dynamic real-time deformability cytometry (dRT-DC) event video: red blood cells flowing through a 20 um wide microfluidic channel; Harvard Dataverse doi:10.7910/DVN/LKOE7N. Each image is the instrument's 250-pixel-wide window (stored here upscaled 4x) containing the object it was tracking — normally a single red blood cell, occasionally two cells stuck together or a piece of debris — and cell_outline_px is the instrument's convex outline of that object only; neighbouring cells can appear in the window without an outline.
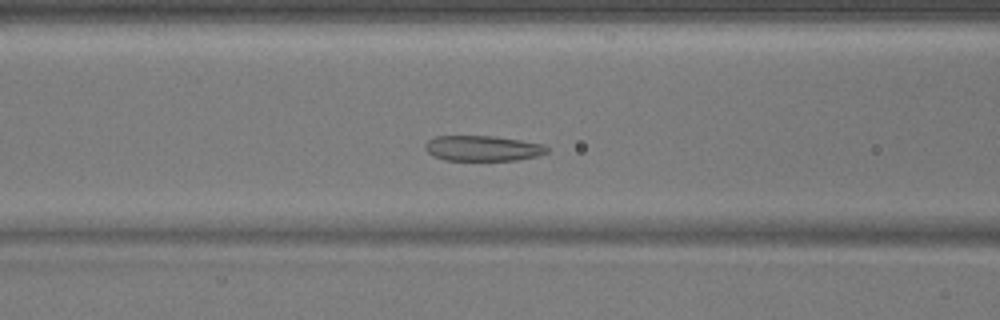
{"species": "common noctule bat (a hibernating species)", "species_latin": "Nyctalus noctula", "temperature_condition": "warm", "stored_images_in_passage": 44, "camera_frame_rate_fps": 3000, "um_per_image_px": 0.085, "animal": {"sex": "male", "body_mass_g": 17.9}, "frame": {"image": 1, "passage_image": 13, "time_ms": 4.0, "image_size_px": [1000, 320], "cell_outline_px": [[548, 152], [536, 156], [516, 160], [444, 160], [432, 156], [424, 148], [424, 144], [428, 140], [436, 136], [492, 136], [520, 140], [544, 144], [548, 148]], "centroid_in_image_um": [41.0, 12.6], "position_along_channel_um": 125.6, "area_um2": 18.03}}
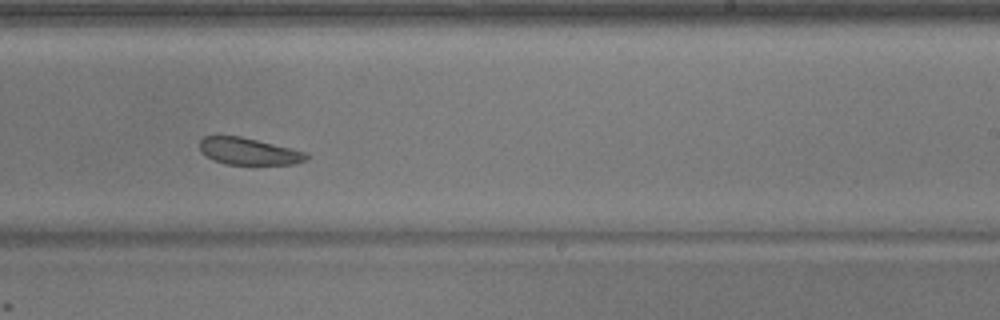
{"frame": {"image": 2, "passage_image": 24, "time_ms": 7.667, "image_size_px": [1000, 320], "cell_outline_px": [[308, 160], [292, 164], [224, 164], [200, 152], [200, 140], [204, 136], [240, 136], [292, 148], [308, 152]], "centroid_in_image_um": [21.17, 12.86], "position_along_channel_um": 267.8, "area_um2": 16.65}}
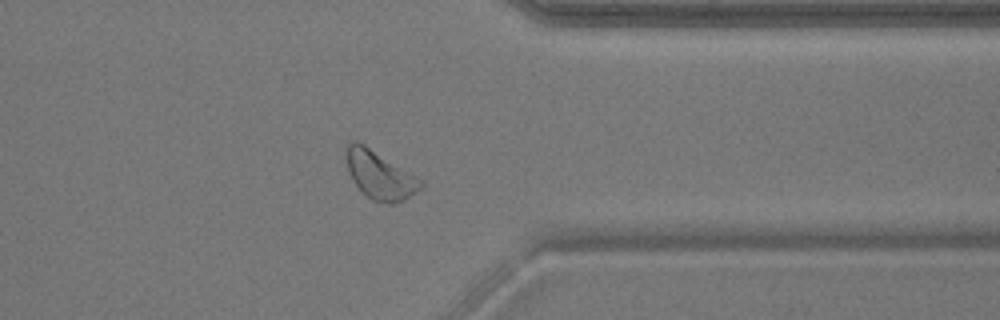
{"frame": {"image": 3, "passage_image": 33, "time_ms": 10.667, "image_size_px": [1000, 320], "cell_outline_px": [[424, 184], [416, 192], [404, 200], [392, 204], [388, 204], [372, 200], [352, 180], [348, 172], [344, 156], [348, 140], [356, 140], [364, 144], [408, 172], [420, 180]], "centroid_in_image_um": [32.2, 14.86], "position_along_channel_um": 379.2, "area_um2": 20.58}}